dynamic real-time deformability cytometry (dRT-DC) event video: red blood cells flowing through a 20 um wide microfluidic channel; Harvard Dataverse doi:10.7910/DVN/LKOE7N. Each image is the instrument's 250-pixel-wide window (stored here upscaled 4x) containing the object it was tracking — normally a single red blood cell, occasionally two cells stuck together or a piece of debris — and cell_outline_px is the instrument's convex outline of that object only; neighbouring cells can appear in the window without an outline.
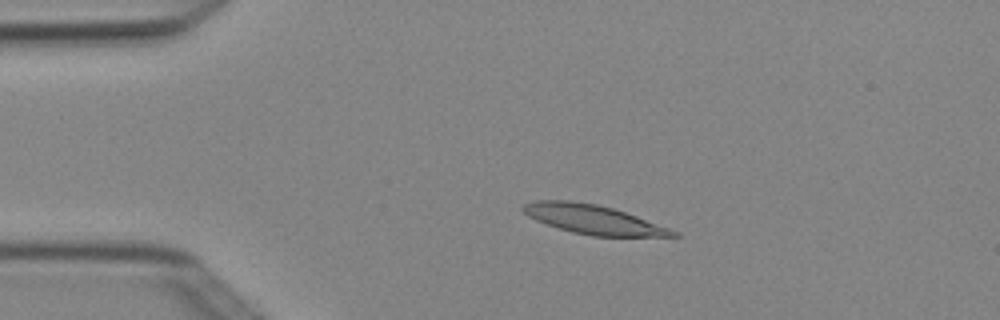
{"species": "Egyptian fruit bat (a non-hibernating species)", "species_latin": "Rousettus aegyptiacus", "temperature_condition": "cold", "stored_images_in_passage": 3, "camera_frame_rate_fps": 3000, "um_per_image_px": 0.085, "animal": {"sex": "female"}, "frame": {"image": 1, "passage_image": 2, "time_ms": 0.333, "image_size_px": [1000, 320], "cell_outline_px": [[680, 236], [592, 236], [572, 232], [536, 220], [528, 216], [520, 208], [524, 204], [536, 200], [572, 200], [596, 204], [612, 208], [636, 216], [680, 232]], "centroid_in_image_um": [50.41, 18.64], "position_along_channel_um": 34.6, "area_um2": 25.2}}